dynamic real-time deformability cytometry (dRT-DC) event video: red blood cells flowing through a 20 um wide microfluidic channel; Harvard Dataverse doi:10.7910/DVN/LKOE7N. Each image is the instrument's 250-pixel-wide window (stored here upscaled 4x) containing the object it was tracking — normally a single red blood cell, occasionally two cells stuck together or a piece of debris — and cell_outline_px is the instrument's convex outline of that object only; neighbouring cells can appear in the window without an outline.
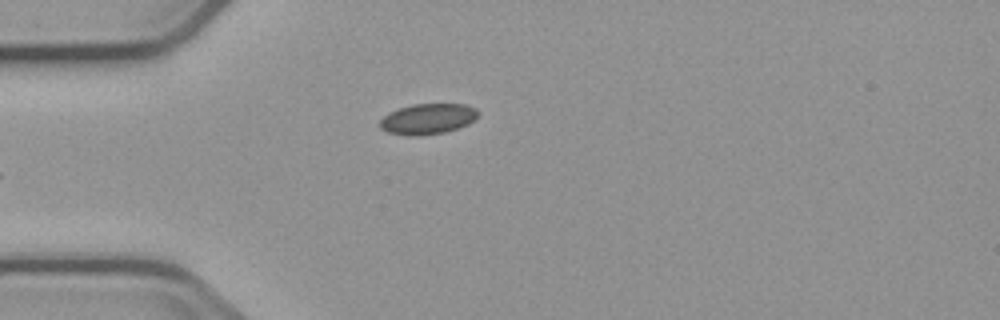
{"species": "common noctule bat (a hibernating species)", "species_latin": "Nyctalus noctula", "temperature_condition": "cold", "stored_images_in_passage": 5, "camera_frame_rate_fps": 3000, "um_per_image_px": 0.085, "animal": {"sex": "male", "body_mass_g": 23.1, "forearm_length_mm": 52.7}, "frame": {"image": 1, "passage_image": 5, "time_ms": 5.0, "image_size_px": [1000, 320], "cell_outline_px": [[480, 112], [468, 124], [444, 132], [416, 136], [388, 132], [380, 128], [380, 120], [388, 112], [412, 104], [464, 104], [476, 108]], "centroid_in_image_um": [36.35, 10.09], "position_along_channel_um": 48.7, "area_um2": 17.28}}